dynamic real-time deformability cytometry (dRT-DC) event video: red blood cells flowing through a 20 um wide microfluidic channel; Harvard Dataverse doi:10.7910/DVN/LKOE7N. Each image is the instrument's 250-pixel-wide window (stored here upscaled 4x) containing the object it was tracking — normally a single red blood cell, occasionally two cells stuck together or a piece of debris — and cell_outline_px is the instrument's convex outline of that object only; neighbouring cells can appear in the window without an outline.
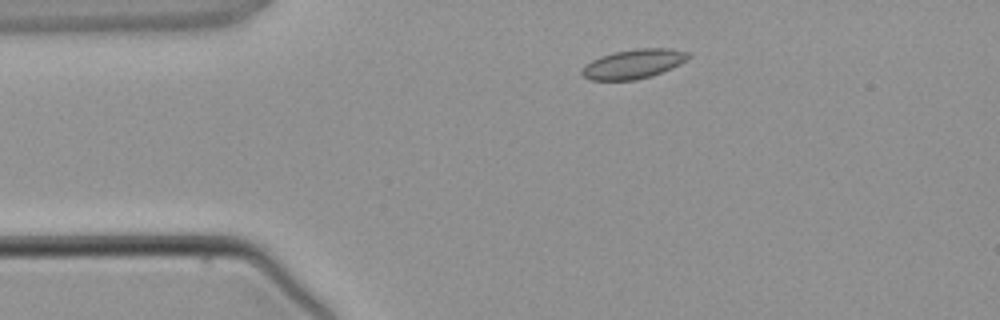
{"species": "common noctule bat (a hibernating species)", "species_latin": "Nyctalus noctula", "temperature_condition": "warm", "stored_images_in_passage": 2, "camera_frame_rate_fps": 3000, "um_per_image_px": 0.085, "animal": {"sex": "male", "body_mass_g": 21.5, "forearm_length_mm": 52.0}, "frame": {"image": 1, "passage_image": 1, "time_ms": 0.0, "image_size_px": [1000, 320], "cell_outline_px": [[692, 56], [680, 64], [672, 68], [652, 76], [636, 80], [588, 80], [580, 72], [584, 64], [600, 56], [612, 52], [636, 48], [668, 48], [688, 52]], "centroid_in_image_um": [53.83, 5.43], "position_along_channel_um": 31.2, "area_um2": 18.44}}